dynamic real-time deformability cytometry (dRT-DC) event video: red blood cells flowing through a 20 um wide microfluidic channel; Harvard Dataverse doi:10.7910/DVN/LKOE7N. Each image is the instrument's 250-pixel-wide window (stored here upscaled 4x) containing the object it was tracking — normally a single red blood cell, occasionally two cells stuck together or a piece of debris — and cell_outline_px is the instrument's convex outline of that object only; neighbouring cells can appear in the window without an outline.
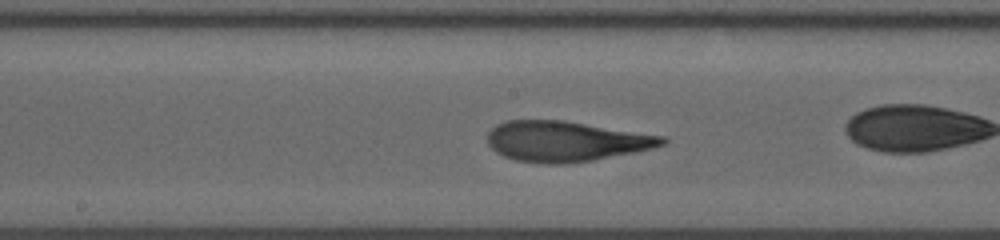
{"species": "human", "species_latin": "Homo sapiens", "temperature_condition": "room temperature", "stored_images_in_passage": 35, "camera_frame_rate_fps": 3000, "um_per_image_px": 0.085, "donor": {"sex": "male"}, "frame": {"image": 1, "passage_image": 20, "time_ms": 6.333, "image_size_px": [1000, 240], "cell_outline_px": [[668, 140], [664, 144], [652, 148], [592, 160], [564, 164], [544, 164], [516, 160], [504, 156], [496, 152], [488, 144], [488, 132], [496, 124], [508, 120], [564, 120], [668, 136]], "centroid_in_image_um": [48.11, 12.0], "position_along_channel_um": 200.1, "area_um2": 41.21}}